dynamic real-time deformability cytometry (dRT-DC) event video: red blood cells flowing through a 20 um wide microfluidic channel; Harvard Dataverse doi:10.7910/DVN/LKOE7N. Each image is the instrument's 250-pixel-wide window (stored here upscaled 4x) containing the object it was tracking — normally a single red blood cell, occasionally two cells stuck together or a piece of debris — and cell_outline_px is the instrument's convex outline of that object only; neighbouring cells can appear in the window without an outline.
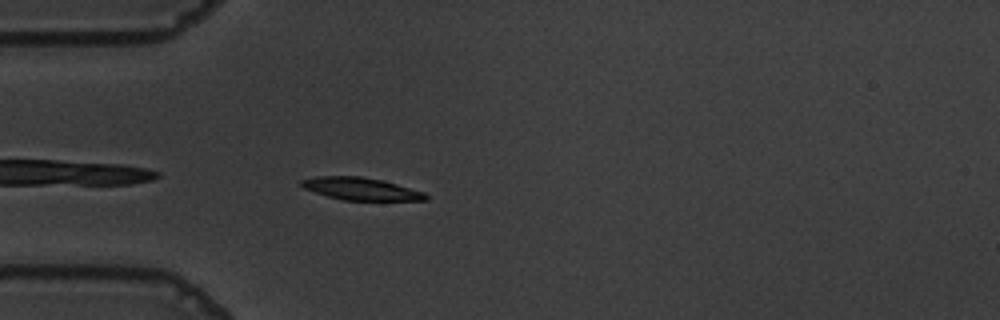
{"species": "common noctule bat (a hibernating species)", "species_latin": "Nyctalus noctula", "temperature_condition": "warm", "stored_images_in_passage": 43, "camera_frame_rate_fps": 3000, "um_per_image_px": 0.085, "animal": {"sex": "male", "body_mass_g": 19.5, "forearm_length_mm": 54.6}, "frame": {"image": 1, "passage_image": 3, "time_ms": 0.667, "image_size_px": [1000, 320], "cell_outline_px": [[428, 200], [344, 200], [328, 196], [304, 188], [300, 184], [300, 180], [316, 176], [360, 176], [380, 180], [396, 184], [424, 192], [428, 196]], "centroid_in_image_um": [30.66, 16.04], "position_along_channel_um": 54.3, "area_um2": 16.01}}
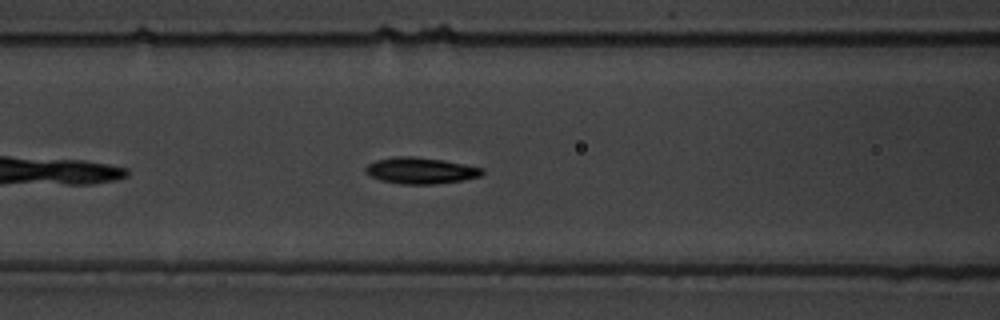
{"frame": {"image": 2, "passage_image": 10, "time_ms": 3.0, "image_size_px": [1000, 320], "cell_outline_px": [[484, 172], [480, 176], [460, 180], [432, 184], [400, 184], [380, 180], [368, 176], [364, 172], [364, 168], [368, 164], [376, 160], [396, 156], [412, 156], [444, 160], [484, 168]], "centroid_in_image_um": [35.7, 14.49], "position_along_channel_um": 130.9, "area_um2": 17.92}}
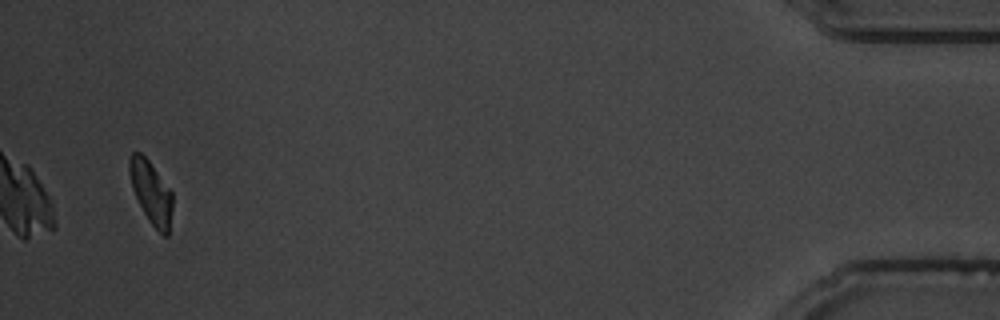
{"frame": {"image": 3, "passage_image": 41, "time_ms": 13.333, "image_size_px": [1000, 320], "cell_outline_px": [[172, 208], [168, 236], [164, 236], [148, 220], [132, 188], [128, 168], [128, 160], [132, 152], [140, 152], [148, 160], [172, 192]], "centroid_in_image_um": [12.83, 16.33], "position_along_channel_um": 422.4, "area_um2": 15.49}, "authors_computed_cell_mechanics": {"area_um2": 17.1088, "velocity_mm_per_s": 3.5857, "shape_relaxation_time_tau1_ms": 1.9821, "shape_relaxation_time_tau2_ms": 2.1669, "deformation_change_tau1": 0.1578, "deformation_change_tau2": 0.0785}}